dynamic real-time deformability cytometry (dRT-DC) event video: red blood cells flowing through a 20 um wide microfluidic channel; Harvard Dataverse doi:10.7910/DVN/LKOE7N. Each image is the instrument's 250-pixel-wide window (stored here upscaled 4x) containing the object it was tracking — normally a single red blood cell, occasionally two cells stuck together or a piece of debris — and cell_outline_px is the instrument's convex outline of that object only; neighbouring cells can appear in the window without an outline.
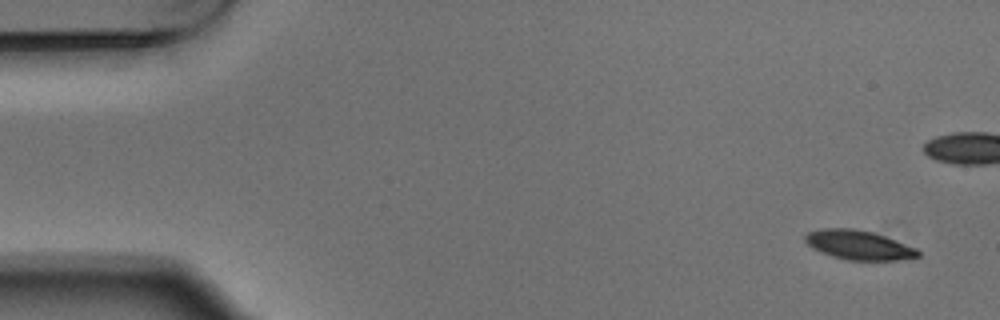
{"species": "Egyptian fruit bat (a non-hibernating species)", "species_latin": "Rousettus aegyptiacus", "temperature_condition": "warm", "stored_images_in_passage": 6, "camera_frame_rate_fps": 3000, "um_per_image_px": 0.085, "animal": {"sex": "male"}, "frame": {"image": 1, "passage_image": 1, "time_ms": 0.0, "image_size_px": [1000, 320], "cell_outline_px": [[920, 256], [896, 260], [848, 260], [832, 256], [812, 248], [804, 240], [804, 236], [808, 232], [824, 228], [852, 228], [872, 232], [884, 236], [916, 248], [920, 252]], "centroid_in_image_um": [72.97, 20.82], "position_along_channel_um": 12.0, "area_um2": 19.07}}
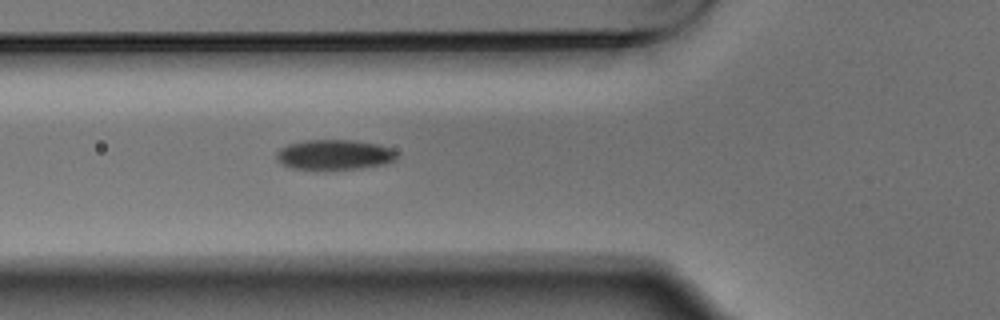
{"frame": {"image": 2, "passage_image": 6, "time_ms": 1.667, "image_size_px": [1000, 320], "cell_outline_px": [[400, 156], [396, 160], [388, 164], [364, 168], [328, 172], [316, 172], [292, 168], [280, 164], [276, 160], [276, 152], [280, 148], [288, 144], [304, 140], [356, 140], [376, 144], [392, 148], [400, 152]], "centroid_in_image_um": [28.45, 13.2], "position_along_channel_um": 97.4, "area_um2": 22.54}}